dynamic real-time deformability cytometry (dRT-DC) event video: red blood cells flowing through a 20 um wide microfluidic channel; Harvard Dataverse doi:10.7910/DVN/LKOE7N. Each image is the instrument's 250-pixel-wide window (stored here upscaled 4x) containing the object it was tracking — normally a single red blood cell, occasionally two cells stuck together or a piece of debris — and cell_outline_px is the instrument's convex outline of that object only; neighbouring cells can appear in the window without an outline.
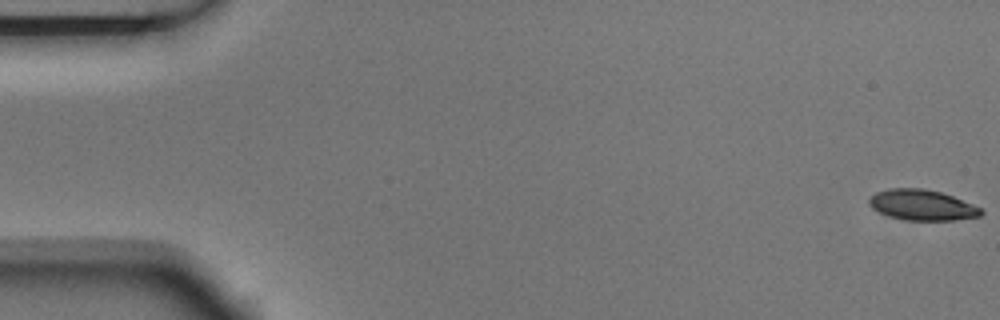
{"species": "Egyptian fruit bat (a non-hibernating species)", "species_latin": "Rousettus aegyptiacus", "temperature_condition": "room temperature", "stored_images_in_passage": 9, "camera_frame_rate_fps": 3000, "um_per_image_px": 0.085, "animal": {"sex": "male"}, "frame": {"image": 1, "passage_image": 1, "time_ms": 0.0, "image_size_px": [1000, 320], "cell_outline_px": [[984, 212], [980, 216], [952, 220], [908, 220], [888, 216], [872, 208], [868, 204], [868, 200], [876, 192], [888, 188], [924, 188], [940, 192], [952, 196], [972, 204], [980, 208]], "centroid_in_image_um": [78.35, 17.42], "position_along_channel_um": 6.6, "area_um2": 19.83}}
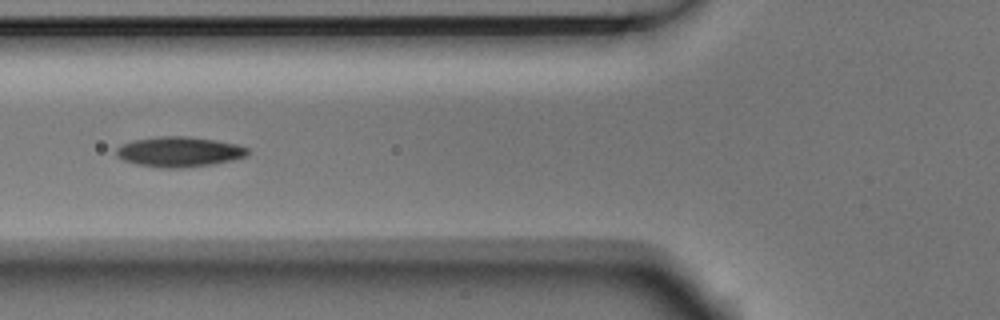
{"frame": {"image": 2, "passage_image": 6, "time_ms": 1.667, "image_size_px": [1000, 320], "cell_outline_px": [[248, 156], [232, 160], [212, 164], [180, 168], [160, 168], [136, 164], [124, 160], [116, 156], [116, 148], [132, 140], [156, 136], [188, 136], [216, 140], [240, 144], [248, 148]], "centroid_in_image_um": [15.25, 12.89], "position_along_channel_um": 110.6, "area_um2": 23.29}}
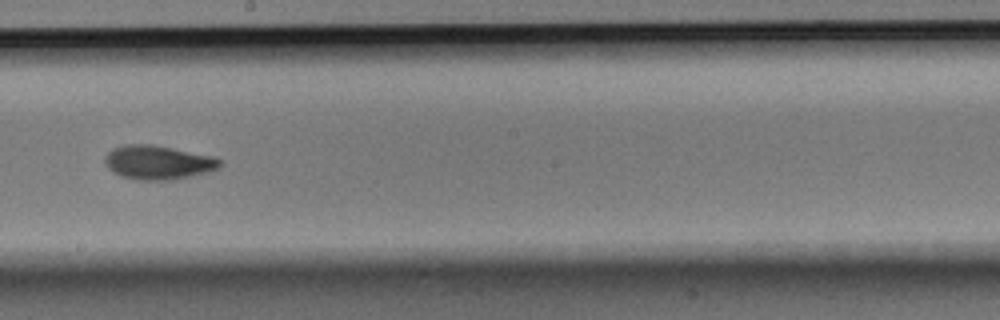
{"frame": {"image": 3, "passage_image": 9, "time_ms": 2.667, "image_size_px": [1000, 320], "cell_outline_px": [[224, 164], [220, 168], [208, 172], [168, 180], [140, 180], [120, 176], [112, 172], [108, 168], [104, 160], [104, 156], [112, 148], [124, 144], [152, 144], [216, 156], [224, 160]], "centroid_in_image_um": [13.47, 13.79], "position_along_channel_um": 234.7, "area_um2": 23.18}}